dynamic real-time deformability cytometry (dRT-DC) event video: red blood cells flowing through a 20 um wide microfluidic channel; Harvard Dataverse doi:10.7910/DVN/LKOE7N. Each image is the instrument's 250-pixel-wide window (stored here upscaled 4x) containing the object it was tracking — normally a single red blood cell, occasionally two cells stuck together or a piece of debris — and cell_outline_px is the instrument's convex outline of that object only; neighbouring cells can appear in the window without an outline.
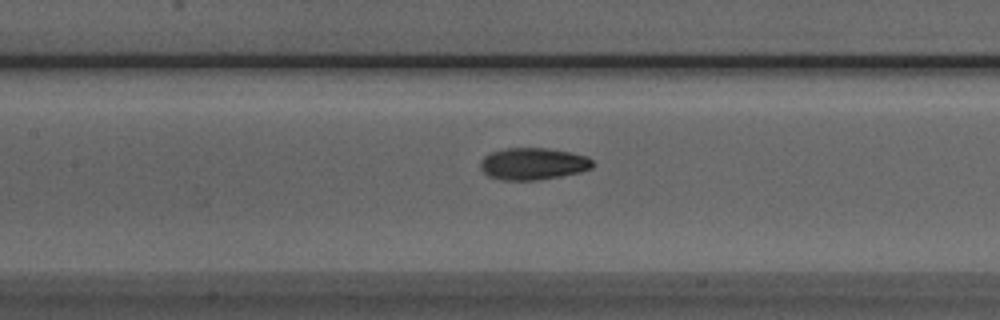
{"species": "Egyptian fruit bat (a non-hibernating species)", "species_latin": "Rousettus aegyptiacus", "temperature_condition": "room temperature", "stored_images_in_passage": 43, "camera_frame_rate_fps": 3000, "um_per_image_px": 0.085, "animal": {"sex": "male"}, "frame": {"image": 1, "passage_image": 24, "time_ms": 7.667, "image_size_px": [1000, 320], "cell_outline_px": [[592, 168], [580, 172], [540, 180], [500, 180], [488, 176], [480, 168], [480, 160], [484, 156], [492, 152], [504, 148], [544, 148], [572, 152], [588, 156], [592, 160]], "centroid_in_image_um": [45.3, 13.92], "position_along_channel_um": 162.1, "area_um2": 21.04}}
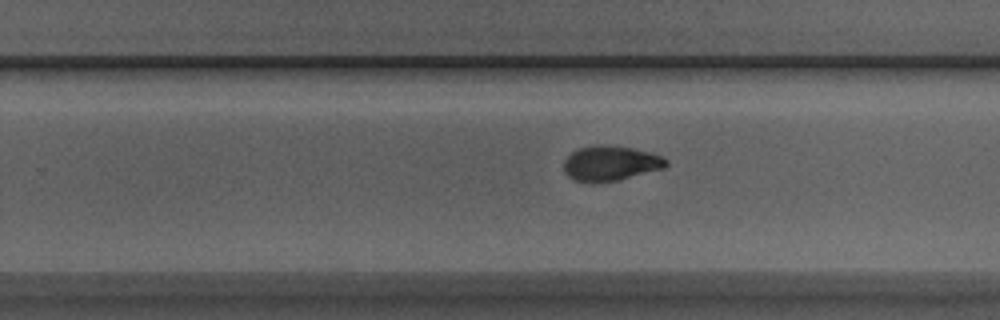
{"frame": {"image": 2, "passage_image": 33, "time_ms": 10.667, "image_size_px": [1000, 320], "cell_outline_px": [[668, 164], [664, 168], [616, 180], [572, 180], [564, 172], [564, 160], [576, 148], [596, 144], [604, 144], [632, 148], [648, 152], [660, 156], [668, 160]], "centroid_in_image_um": [51.87, 13.84], "position_along_channel_um": 277.9, "area_um2": 20.4}}
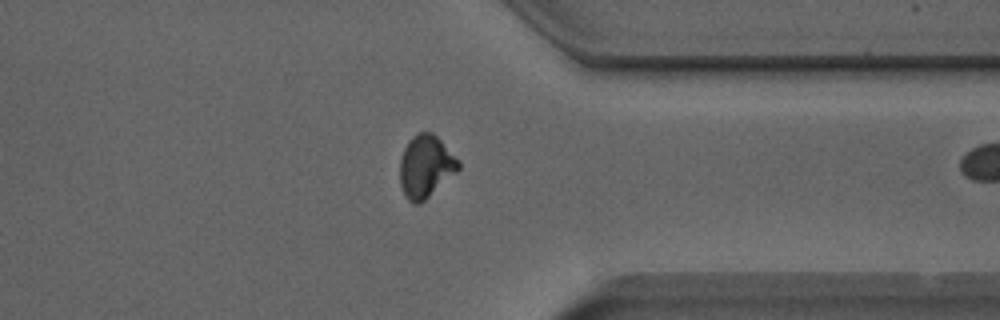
{"frame": {"image": 3, "passage_image": 41, "time_ms": 13.333, "image_size_px": [1000, 320], "cell_outline_px": [[460, 168], [456, 172], [420, 204], [412, 204], [404, 196], [400, 184], [400, 160], [404, 148], [408, 140], [416, 132], [432, 132], [460, 160]], "centroid_in_image_um": [36.17, 14.14], "position_along_channel_um": 375.2, "area_um2": 21.39}}